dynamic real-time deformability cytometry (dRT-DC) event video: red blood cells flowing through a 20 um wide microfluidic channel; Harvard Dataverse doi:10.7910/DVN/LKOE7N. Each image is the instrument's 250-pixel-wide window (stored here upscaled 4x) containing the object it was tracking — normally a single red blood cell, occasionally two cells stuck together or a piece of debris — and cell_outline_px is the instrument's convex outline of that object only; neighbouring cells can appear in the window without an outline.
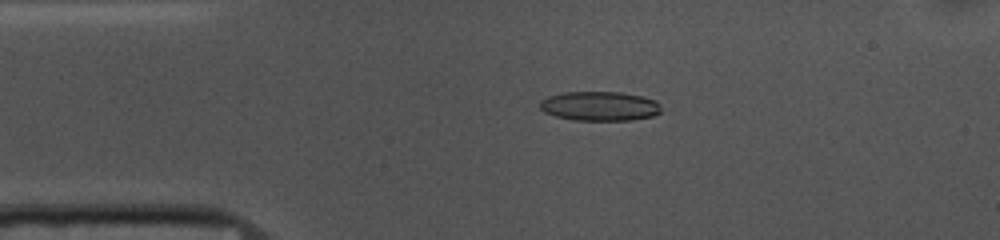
{"species": "common noctule bat (a hibernating species)", "species_latin": "Nyctalus noctula", "temperature_condition": "cold", "stored_images_in_passage": 53, "camera_frame_rate_fps": 3000, "um_per_image_px": 0.085, "animal": {"sex": "female", "body_mass_g": 10.0, "forearm_length_mm": 53.1}, "frame": {"image": 1, "passage_image": 10, "time_ms": 3.0, "image_size_px": [1000, 240], "cell_outline_px": [[660, 112], [652, 116], [632, 120], [572, 120], [556, 116], [544, 112], [540, 108], [540, 100], [548, 96], [564, 92], [620, 92], [640, 96], [656, 100], [660, 104]], "centroid_in_image_um": [50.96, 9.02], "position_along_channel_um": 34.0, "area_um2": 20.75}}
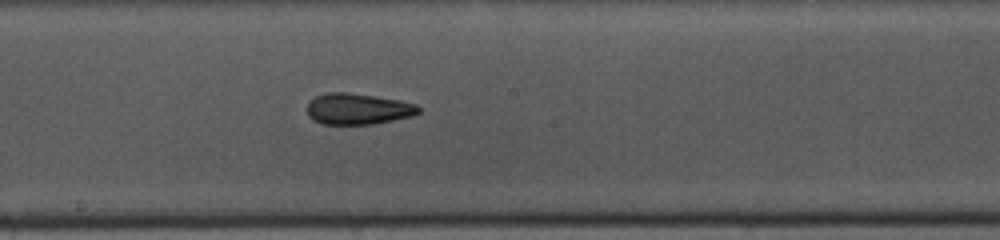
{"frame": {"image": 2, "passage_image": 27, "time_ms": 8.667, "image_size_px": [1000, 240], "cell_outline_px": [[420, 112], [412, 116], [372, 124], [320, 124], [312, 120], [308, 116], [308, 104], [316, 96], [328, 92], [348, 92], [376, 96], [400, 100], [416, 104], [420, 108]], "centroid_in_image_um": [30.42, 9.26], "position_along_channel_um": 217.8, "area_um2": 20.23}}
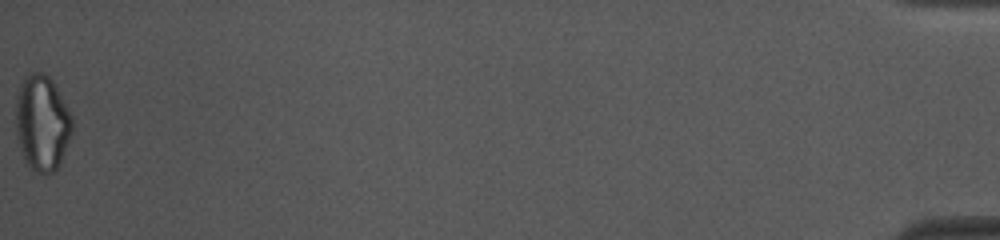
{"frame": {"image": 3, "passage_image": 53, "time_ms": 17.333, "image_size_px": [1000, 240], "cell_outline_px": [[72, 132], [60, 164], [52, 172], [36, 172], [24, 160], [16, 136], [16, 96], [20, 84], [24, 76], [28, 72], [44, 72], [52, 80], [72, 116]], "centroid_in_image_um": [3.56, 10.41], "position_along_channel_um": 431.6, "area_um2": 31.44}, "authors_computed_cell_mechanics": {"area_um2": 20.4612, "velocity_mm_per_s": 3.7158, "shape_relaxation_time_tau1_ms": 8.9756, "shape_relaxation_time_tau2_ms": 4.5088, "deformation_change_tau1": 0.2056, "deformation_change_tau2": 0.1405}}